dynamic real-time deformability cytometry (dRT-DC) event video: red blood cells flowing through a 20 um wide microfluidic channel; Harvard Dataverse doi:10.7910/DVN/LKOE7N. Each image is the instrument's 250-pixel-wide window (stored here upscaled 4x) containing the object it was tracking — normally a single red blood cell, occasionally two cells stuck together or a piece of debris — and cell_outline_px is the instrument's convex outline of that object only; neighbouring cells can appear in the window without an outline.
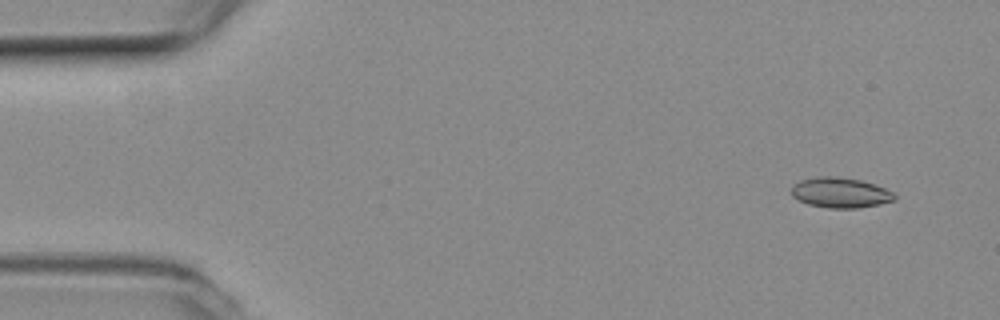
{"species": "common noctule bat (a hibernating species)", "species_latin": "Nyctalus noctula", "temperature_condition": "room temperature", "stored_images_in_passage": 51, "camera_frame_rate_fps": 3000, "um_per_image_px": 0.085, "animal": {"sex": "female", "body_mass_g": 19.3, "forearm_length_mm": 54.1}, "frame": {"image": 1, "passage_image": 1, "time_ms": 0.0, "image_size_px": [1000, 320], "cell_outline_px": [[896, 200], [880, 204], [856, 208], [828, 208], [808, 204], [792, 196], [792, 188], [800, 180], [820, 176], [828, 176], [860, 180], [884, 188], [892, 192], [896, 196]], "centroid_in_image_um": [71.44, 16.39], "position_along_channel_um": 13.6, "area_um2": 17.86}}
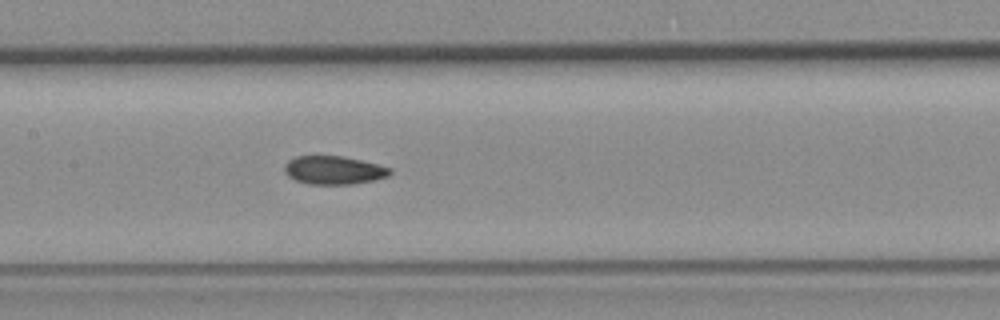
{"frame": {"image": 2, "passage_image": 23, "time_ms": 7.333, "image_size_px": [1000, 320], "cell_outline_px": [[392, 172], [388, 176], [376, 180], [352, 184], [308, 184], [296, 180], [288, 176], [284, 172], [284, 164], [288, 160], [296, 156], [344, 156], [392, 168]], "centroid_in_image_um": [28.36, 14.46], "position_along_channel_um": 179.0, "area_um2": 17.51}}
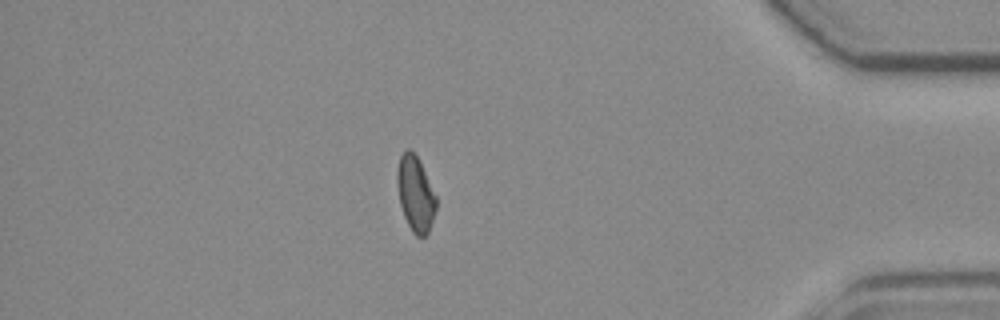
{"frame": {"image": 3, "passage_image": 44, "time_ms": 14.333, "image_size_px": [1000, 320], "cell_outline_px": [[436, 208], [428, 232], [424, 236], [416, 236], [412, 232], [404, 216], [400, 204], [396, 184], [396, 172], [400, 156], [408, 148], [416, 156], [436, 196]], "centroid_in_image_um": [35.28, 16.49], "position_along_channel_um": 399.9, "area_um2": 16.76}, "authors_computed_cell_mechanics": {"area_um2": 17.5712, "velocity_mm_per_s": 3.7761, "shape_relaxation_time_tau1_ms": null, "shape_relaxation_time_tau2_ms": 4.5686, "deformation_change_tau1": null, "deformation_change_tau2": 0.0821}}